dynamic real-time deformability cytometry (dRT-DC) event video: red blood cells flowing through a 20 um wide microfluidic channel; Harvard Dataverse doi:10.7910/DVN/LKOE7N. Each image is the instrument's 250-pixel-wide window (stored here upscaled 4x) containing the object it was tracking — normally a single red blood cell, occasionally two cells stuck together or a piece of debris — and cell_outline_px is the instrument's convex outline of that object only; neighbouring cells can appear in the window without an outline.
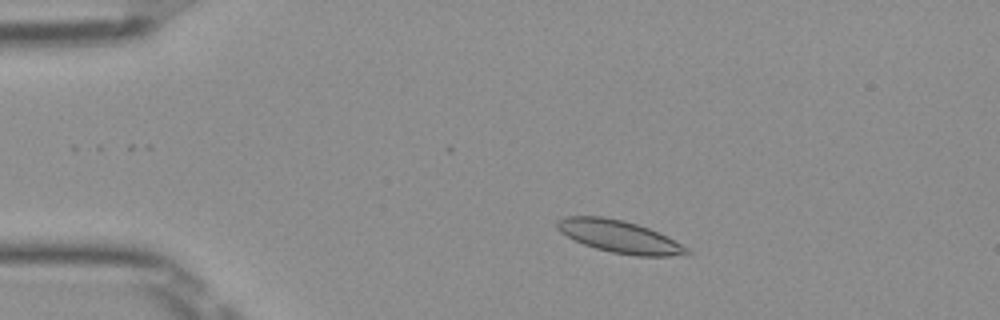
{"species": "Egyptian fruit bat (a non-hibernating species)", "species_latin": "Rousettus aegyptiacus", "temperature_condition": "room temperature", "stored_images_in_passage": 49, "camera_frame_rate_fps": 3000, "um_per_image_px": 0.085, "frame": {"image": 1, "passage_image": 8, "time_ms": 2.333, "image_size_px": [1000, 320], "cell_outline_px": [[692, 256], [636, 256], [612, 252], [596, 248], [584, 244], [560, 232], [556, 228], [556, 220], [568, 216], [600, 216], [624, 220], [648, 228], [668, 236], [688, 248], [692, 252]], "centroid_in_image_um": [52.71, 20.12], "position_along_channel_um": 32.3, "area_um2": 24.57}}
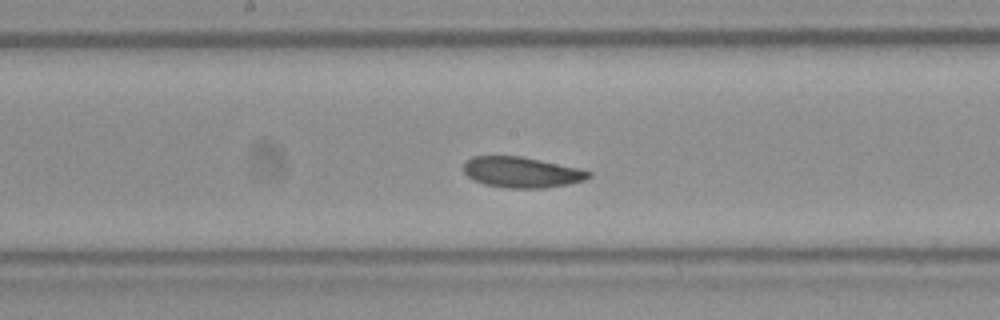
{"frame": {"image": 2, "passage_image": 25, "time_ms": 8.0, "image_size_px": [1000, 320], "cell_outline_px": [[592, 176], [584, 180], [568, 184], [544, 188], [504, 188], [484, 184], [472, 180], [464, 172], [464, 164], [472, 156], [524, 156], [580, 168], [592, 172]], "centroid_in_image_um": [44.36, 14.64], "position_along_channel_um": 203.8, "area_um2": 22.6}}
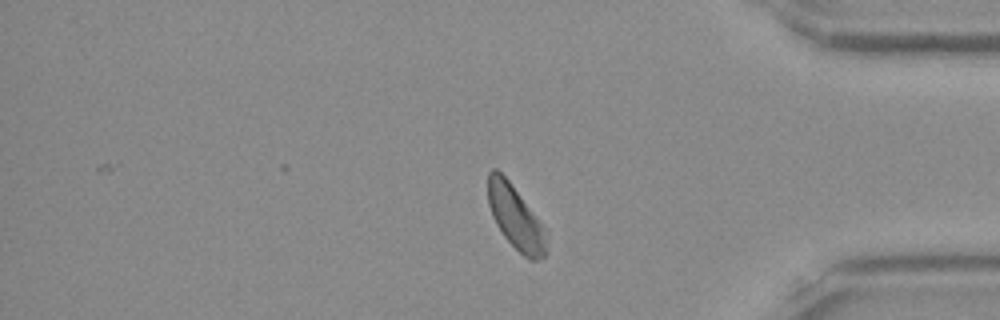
{"frame": {"image": 3, "passage_image": 41, "time_ms": 13.333, "image_size_px": [1000, 320], "cell_outline_px": [[544, 256], [536, 260], [528, 260], [504, 236], [496, 224], [492, 216], [488, 204], [488, 172], [492, 168], [496, 168], [508, 180], [540, 220], [544, 240]], "centroid_in_image_um": [43.75, 18.43], "position_along_channel_um": 391.4, "area_um2": 20.92}, "authors_computed_cell_mechanics": {"area_um2": 22.7732, "velocity_mm_per_s": 3.9338, "shape_relaxation_time_tau1_ms": 11.3623, "shape_relaxation_time_tau2_ms": null, "deformation_change_tau1": 0.1837, "deformation_change_tau2": null}}